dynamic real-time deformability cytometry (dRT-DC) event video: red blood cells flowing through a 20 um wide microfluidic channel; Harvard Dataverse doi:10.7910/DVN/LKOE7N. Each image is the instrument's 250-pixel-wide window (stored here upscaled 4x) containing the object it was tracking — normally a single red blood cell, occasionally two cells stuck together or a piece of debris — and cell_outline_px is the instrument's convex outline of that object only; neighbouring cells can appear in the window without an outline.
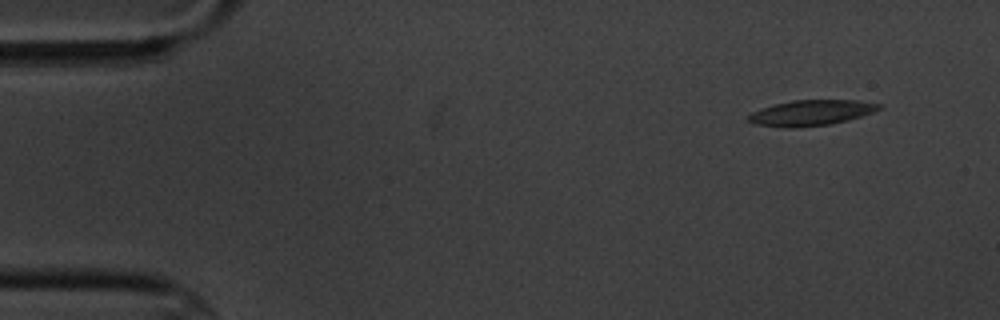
{"species": "common noctule bat (a hibernating species)", "species_latin": "Nyctalus noctula", "temperature_condition": "cold", "stored_images_in_passage": 5, "camera_frame_rate_fps": 3000, "um_per_image_px": 0.085, "animal": {"sex": "male", "body_mass_g": 20.1, "forearm_length_mm": 53.5}, "frame": {"image": 1, "passage_image": 1, "time_ms": 0.0, "image_size_px": [1000, 320], "cell_outline_px": [[884, 108], [848, 120], [832, 124], [792, 128], [756, 124], [744, 120], [744, 116], [752, 112], [776, 104], [792, 100], [856, 100], [884, 104]], "centroid_in_image_um": [68.96, 9.59], "position_along_channel_um": 16.0, "area_um2": 19.54}}